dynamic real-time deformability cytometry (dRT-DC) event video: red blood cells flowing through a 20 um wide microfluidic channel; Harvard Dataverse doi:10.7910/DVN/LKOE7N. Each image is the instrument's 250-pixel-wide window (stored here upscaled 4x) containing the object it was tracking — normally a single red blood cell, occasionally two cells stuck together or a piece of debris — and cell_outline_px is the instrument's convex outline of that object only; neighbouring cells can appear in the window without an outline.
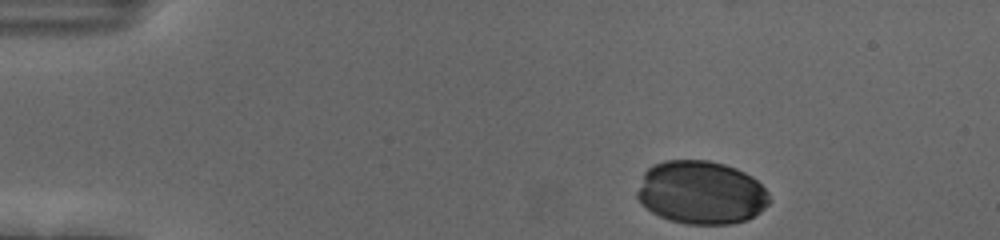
{"species": "human", "species_latin": "Homo sapiens", "temperature_condition": "cold", "stored_images_in_passage": 38, "camera_frame_rate_fps": 3000, "um_per_image_px": 0.085, "donor": {"sex": "female"}, "frame": {"image": 1, "passage_image": 1, "time_ms": 0.0, "image_size_px": [1000, 240], "cell_outline_px": [[772, 200], [760, 212], [748, 220], [732, 224], [688, 224], [668, 220], [652, 212], [640, 204], [636, 196], [636, 192], [644, 172], [652, 164], [664, 160], [708, 160], [724, 164], [736, 168], [752, 176], [768, 192]], "centroid_in_image_um": [59.58, 16.37], "position_along_channel_um": 25.4, "area_um2": 49.25}}
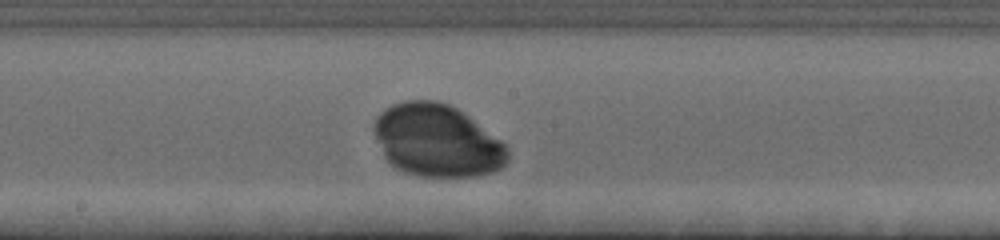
{"frame": {"image": 2, "passage_image": 23, "time_ms": 7.333, "image_size_px": [1000, 240], "cell_outline_px": [[508, 160], [500, 168], [492, 172], [476, 176], [420, 176], [404, 172], [392, 168], [388, 164], [384, 156], [372, 128], [372, 124], [376, 116], [384, 108], [392, 104], [404, 100], [440, 100], [456, 108], [500, 140], [508, 148]], "centroid_in_image_um": [37.08, 11.95], "position_along_channel_um": 211.1, "area_um2": 56.53}}
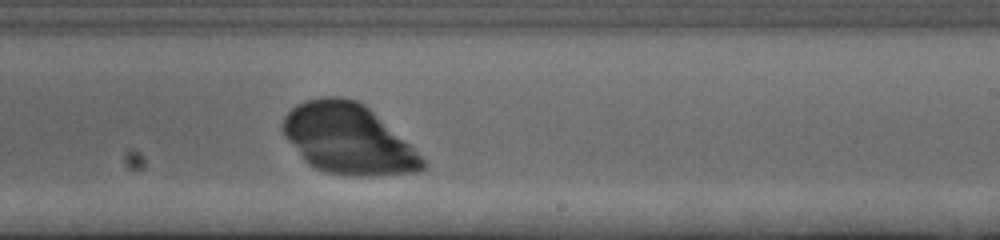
{"frame": {"image": 3, "passage_image": 27, "time_ms": 8.667, "image_size_px": [1000, 240], "cell_outline_px": [[428, 164], [424, 168], [416, 172], [372, 176], [352, 176], [328, 172], [316, 168], [308, 164], [304, 160], [284, 136], [280, 128], [280, 124], [284, 116], [296, 104], [308, 100], [324, 96], [340, 96], [356, 100], [364, 104], [408, 144]], "centroid_in_image_um": [29.53, 11.82], "position_along_channel_um": 259.5, "area_um2": 56.59}}